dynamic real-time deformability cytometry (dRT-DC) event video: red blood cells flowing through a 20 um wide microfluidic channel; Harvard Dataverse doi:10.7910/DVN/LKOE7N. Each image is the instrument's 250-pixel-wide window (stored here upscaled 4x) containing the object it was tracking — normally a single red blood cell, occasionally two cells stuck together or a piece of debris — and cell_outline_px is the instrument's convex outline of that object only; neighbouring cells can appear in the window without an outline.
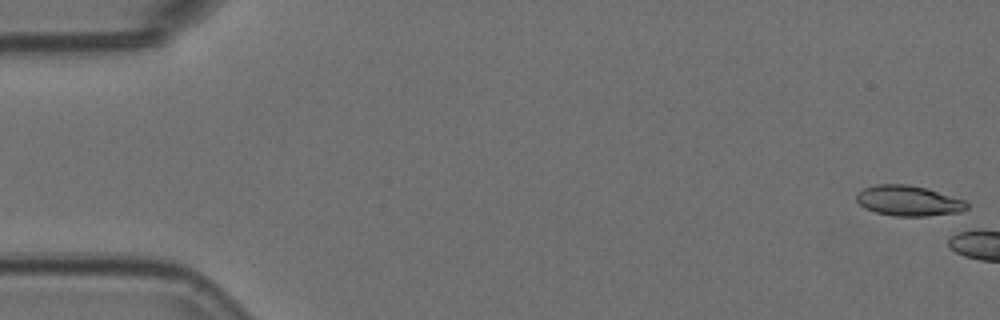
{"species": "Egyptian fruit bat (a non-hibernating species)", "species_latin": "Rousettus aegyptiacus", "temperature_condition": "room temperature", "stored_images_in_passage": 5, "camera_frame_rate_fps": 3000, "um_per_image_px": 0.085, "animal": {"sex": "female"}, "frame": {"image": 1, "passage_image": 1, "time_ms": 0.0, "image_size_px": [1000, 320], "cell_outline_px": [[968, 208], [960, 212], [928, 216], [892, 216], [876, 212], [864, 208], [856, 200], [856, 196], [864, 188], [876, 184], [908, 184], [924, 188], [964, 200], [968, 204]], "centroid_in_image_um": [77.21, 17.07], "position_along_channel_um": 7.8, "area_um2": 19.36}}